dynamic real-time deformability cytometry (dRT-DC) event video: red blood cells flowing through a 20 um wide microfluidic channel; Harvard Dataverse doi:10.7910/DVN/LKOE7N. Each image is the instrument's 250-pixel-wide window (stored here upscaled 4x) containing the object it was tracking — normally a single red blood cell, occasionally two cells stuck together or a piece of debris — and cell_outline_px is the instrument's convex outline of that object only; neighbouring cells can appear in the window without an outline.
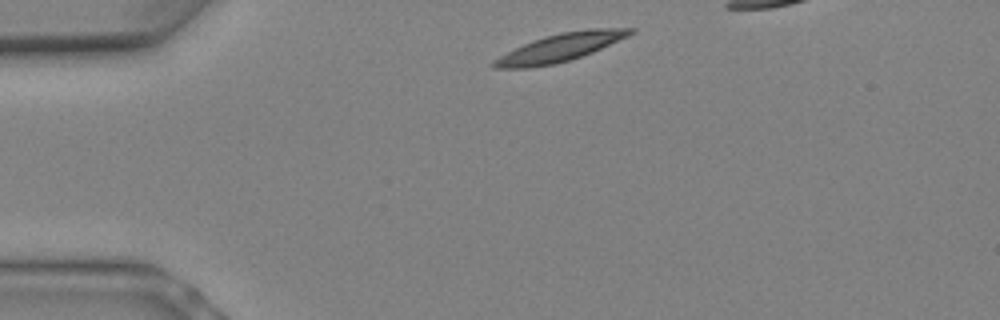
{"species": "Egyptian fruit bat (a non-hibernating species)", "species_latin": "Rousettus aegyptiacus", "temperature_condition": "warm", "stored_images_in_passage": 7, "camera_frame_rate_fps": 3000, "um_per_image_px": 0.085, "animal": {"sex": "female"}, "frame": {"image": 1, "passage_image": 1, "time_ms": 0.0, "image_size_px": [1000, 320], "cell_outline_px": [[636, 32], [628, 36], [592, 52], [556, 64], [528, 68], [496, 68], [492, 64], [492, 60], [532, 40], [544, 36], [560, 32], [588, 28], [636, 28]], "centroid_in_image_um": [47.64, 4.02], "position_along_channel_um": 37.4, "area_um2": 22.02}}
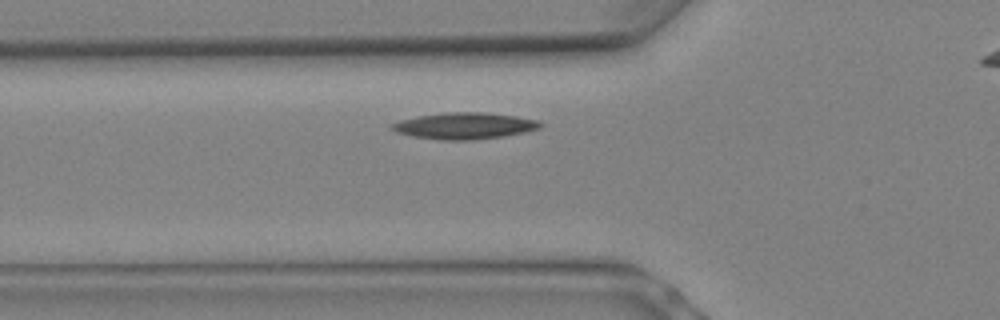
{"frame": {"image": 2, "passage_image": 4, "time_ms": 1.0, "image_size_px": [1000, 320], "cell_outline_px": [[544, 124], [540, 128], [524, 132], [500, 136], [472, 140], [440, 140], [412, 136], [396, 132], [388, 128], [388, 124], [400, 120], [420, 116], [444, 112], [484, 112], [516, 116], [536, 120]], "centroid_in_image_um": [39.42, 10.69], "position_along_channel_um": 86.4, "area_um2": 22.89}}